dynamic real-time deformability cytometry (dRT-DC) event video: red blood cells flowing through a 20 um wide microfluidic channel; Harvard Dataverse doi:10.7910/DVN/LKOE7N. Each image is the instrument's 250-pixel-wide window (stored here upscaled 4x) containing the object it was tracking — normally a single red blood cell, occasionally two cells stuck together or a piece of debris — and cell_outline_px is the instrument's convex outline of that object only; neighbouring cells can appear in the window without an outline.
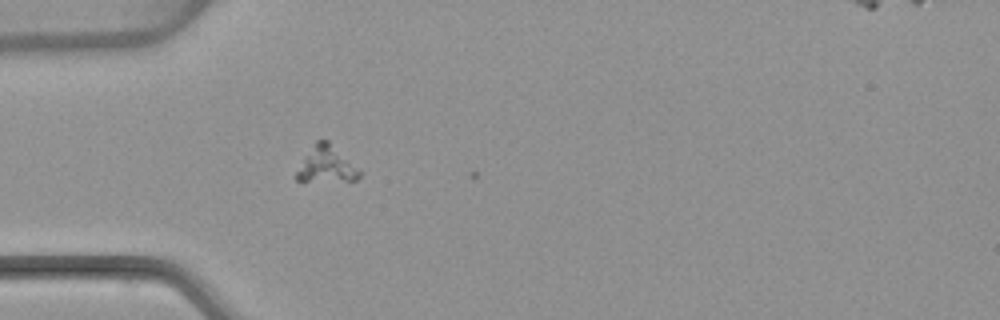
{"species": "common noctule bat (a hibernating species)", "species_latin": "Nyctalus noctula", "temperature_condition": "warm", "stored_images_in_passage": 4, "camera_frame_rate_fps": 3000, "um_per_image_px": 0.085, "animal": {"sex": "female", "body_mass_g": 22.7, "forearm_length_mm": 54.2}, "frame": {"image": 1, "passage_image": 3, "time_ms": 0.667, "image_size_px": [1000, 320], "cell_outline_px": [[364, 172], [356, 180], [296, 180], [296, 172], [316, 140], [328, 140], [360, 168]], "centroid_in_image_um": [27.83, 13.97], "position_along_channel_um": 57.2, "area_um2": 13.01}}